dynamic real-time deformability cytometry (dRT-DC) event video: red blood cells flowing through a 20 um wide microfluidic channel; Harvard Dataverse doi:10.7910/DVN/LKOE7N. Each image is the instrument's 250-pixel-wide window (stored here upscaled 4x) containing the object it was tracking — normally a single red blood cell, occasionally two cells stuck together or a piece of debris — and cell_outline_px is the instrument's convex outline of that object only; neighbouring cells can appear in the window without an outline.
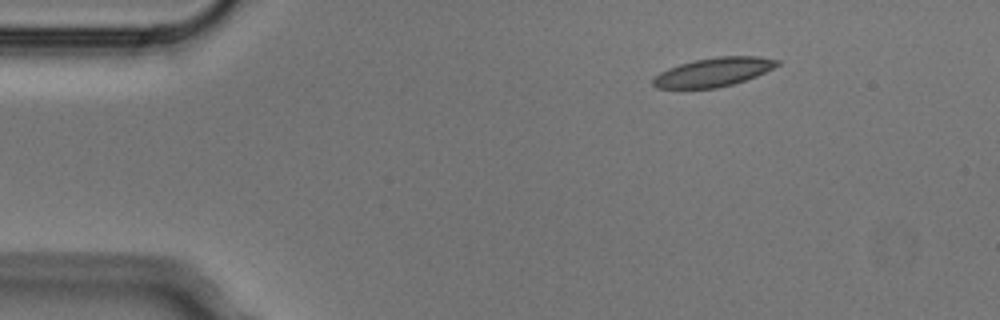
{"species": "Egyptian fruit bat (a non-hibernating species)", "species_latin": "Rousettus aegyptiacus", "temperature_condition": "cold", "stored_images_in_passage": 3, "camera_frame_rate_fps": 3000, "um_per_image_px": 0.085, "animal": {"sex": "male"}, "frame": {"image": 1, "passage_image": 1, "time_ms": 0.0, "image_size_px": [1000, 320], "cell_outline_px": [[780, 64], [756, 76], [732, 84], [716, 88], [656, 88], [652, 84], [652, 80], [660, 72], [668, 68], [680, 64], [696, 60], [716, 56], [756, 56], [780, 60]], "centroid_in_image_um": [60.64, 6.12], "position_along_channel_um": 24.4, "area_um2": 20.63}}